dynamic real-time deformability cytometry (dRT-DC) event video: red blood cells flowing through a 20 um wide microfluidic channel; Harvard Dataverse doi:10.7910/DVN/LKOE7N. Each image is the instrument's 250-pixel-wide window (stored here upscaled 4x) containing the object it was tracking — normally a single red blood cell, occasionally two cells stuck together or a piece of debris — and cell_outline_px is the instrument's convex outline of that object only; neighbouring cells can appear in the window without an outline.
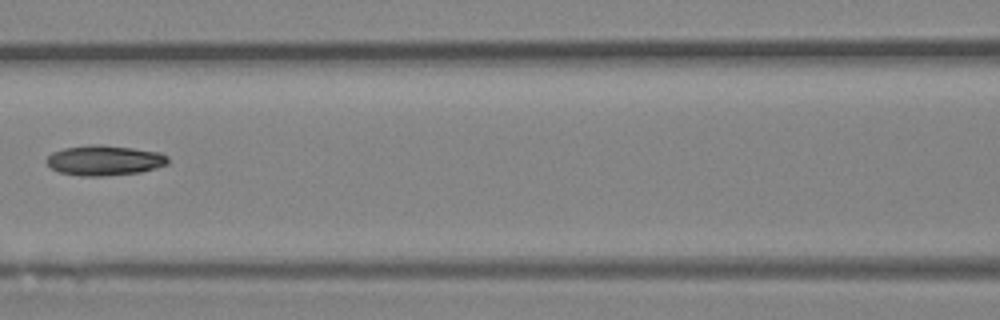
{"species": "Egyptian fruit bat (a non-hibernating species)", "species_latin": "Rousettus aegyptiacus", "temperature_condition": "room temperature", "stored_images_in_passage": 7, "camera_frame_rate_fps": 3000, "um_per_image_px": 0.085, "animal": {"sex": "female"}, "frame": {"image": 1, "passage_image": 6, "time_ms": 1.667, "image_size_px": [1000, 320], "cell_outline_px": [[168, 164], [156, 168], [140, 172], [104, 176], [80, 176], [60, 172], [52, 168], [44, 160], [52, 152], [64, 148], [88, 144], [100, 144], [132, 148], [160, 152], [168, 156]], "centroid_in_image_um": [8.87, 13.62], "position_along_channel_um": 157.7, "area_um2": 21.44}}
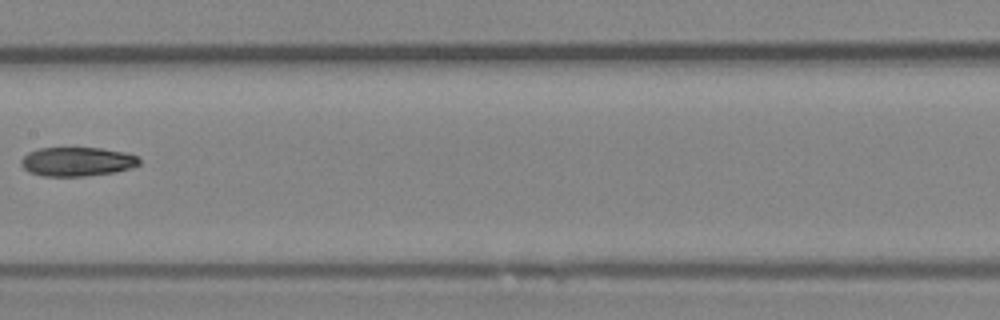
{"frame": {"image": 2, "passage_image": 7, "time_ms": 2.0, "image_size_px": [1000, 320], "cell_outline_px": [[140, 164], [132, 168], [116, 172], [84, 176], [40, 176], [28, 172], [20, 164], [20, 160], [28, 152], [40, 148], [100, 148], [124, 152], [136, 156], [140, 160]], "centroid_in_image_um": [6.54, 13.74], "position_along_channel_um": 200.9, "area_um2": 20.11}}